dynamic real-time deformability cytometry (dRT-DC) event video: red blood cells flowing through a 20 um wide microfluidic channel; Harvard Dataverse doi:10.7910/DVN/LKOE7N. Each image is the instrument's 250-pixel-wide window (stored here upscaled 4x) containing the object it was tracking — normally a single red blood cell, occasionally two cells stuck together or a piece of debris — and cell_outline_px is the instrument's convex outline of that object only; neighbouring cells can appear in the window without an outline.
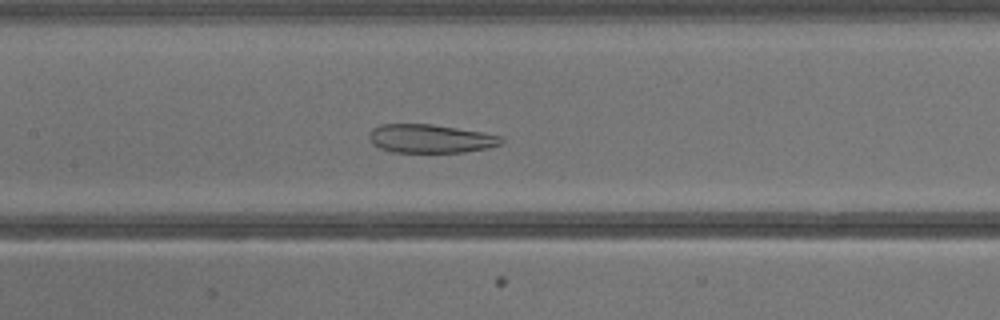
{"species": "common noctule bat (a hibernating species)", "species_latin": "Nyctalus noctula", "temperature_condition": "warm", "stored_images_in_passage": 41, "camera_frame_rate_fps": 3000, "um_per_image_px": 0.085, "animal": {"sex": "male", "body_mass_g": 13.3}, "frame": {"image": 1, "passage_image": 20, "time_ms": 6.333, "image_size_px": [1000, 320], "cell_outline_px": [[504, 140], [500, 144], [488, 148], [464, 152], [392, 152], [380, 148], [372, 144], [368, 140], [368, 132], [372, 128], [380, 124], [432, 124], [484, 132], [500, 136]], "centroid_in_image_um": [36.54, 11.78], "position_along_channel_um": 170.9, "area_um2": 22.2}}
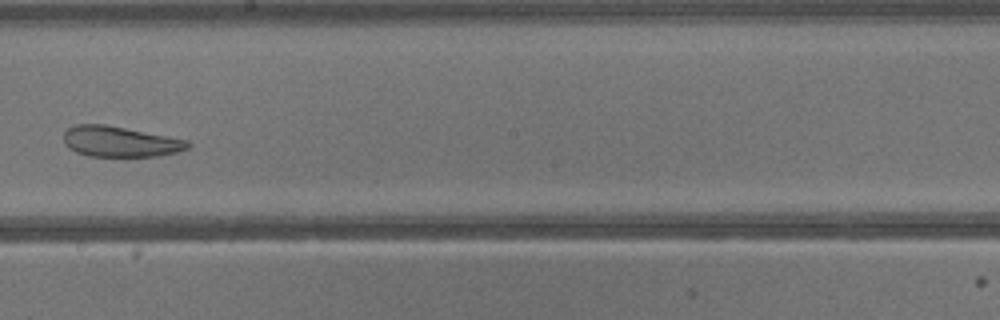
{"frame": {"image": 2, "passage_image": 24, "time_ms": 7.667, "image_size_px": [1000, 320], "cell_outline_px": [[192, 144], [188, 148], [176, 152], [160, 156], [88, 156], [76, 152], [68, 148], [64, 140], [64, 132], [68, 128], [76, 124], [104, 124], [188, 140]], "centroid_in_image_um": [10.2, 12.04], "position_along_channel_um": 238.0, "area_um2": 22.02}}
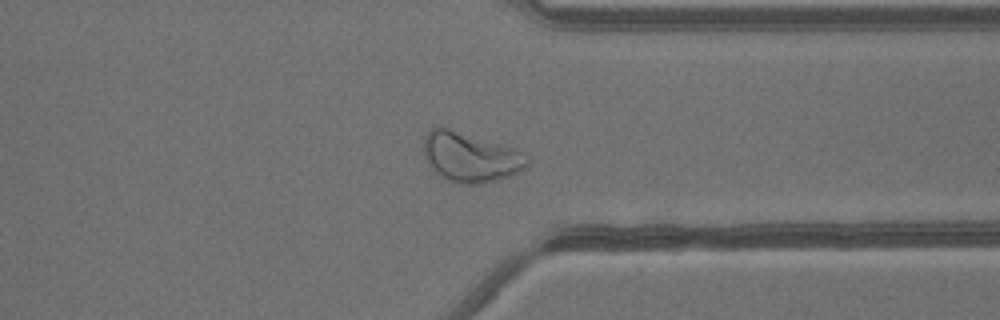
{"frame": {"image": 3, "passage_image": 32, "time_ms": 10.333, "image_size_px": [1000, 320], "cell_outline_px": [[528, 168], [508, 176], [480, 184], [468, 184], [448, 180], [436, 172], [432, 168], [424, 152], [424, 136], [432, 128], [448, 128], [516, 148], [528, 160]], "centroid_in_image_um": [40.01, 13.35], "position_along_channel_um": 371.4, "area_um2": 29.36}}